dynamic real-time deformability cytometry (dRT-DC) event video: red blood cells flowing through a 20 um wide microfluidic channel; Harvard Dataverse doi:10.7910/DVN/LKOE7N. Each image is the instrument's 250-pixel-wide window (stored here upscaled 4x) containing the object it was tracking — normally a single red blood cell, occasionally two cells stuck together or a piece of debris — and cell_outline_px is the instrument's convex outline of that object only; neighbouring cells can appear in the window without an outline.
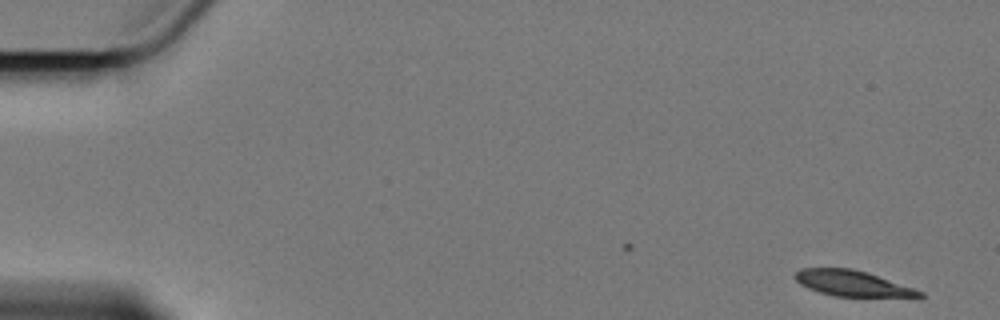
{"species": "Egyptian fruit bat (a non-hibernating species)", "species_latin": "Rousettus aegyptiacus", "temperature_condition": "cold", "stored_images_in_passage": 5, "camera_frame_rate_fps": 3000, "um_per_image_px": 0.085, "animal": {"sex": "female"}, "frame": {"image": 1, "passage_image": 1, "time_ms": 0.0, "image_size_px": [1000, 320], "cell_outline_px": [[924, 296], [832, 296], [808, 288], [800, 284], [796, 280], [796, 272], [800, 268], [852, 268], [924, 292]], "centroid_in_image_um": [72.35, 24.08], "position_along_channel_um": 12.6, "area_um2": 17.92}}
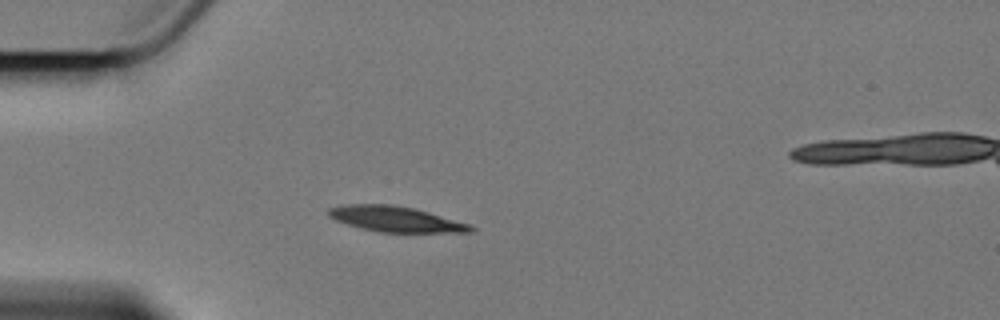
{"frame": {"image": 2, "passage_image": 5, "time_ms": 4.667, "image_size_px": [1000, 320], "cell_outline_px": [[476, 232], [380, 232], [360, 228], [336, 220], [328, 216], [328, 208], [344, 204], [392, 204], [412, 208], [428, 212], [472, 224], [476, 228]], "centroid_in_image_um": [33.66, 18.62], "position_along_channel_um": 51.3, "area_um2": 21.15}}